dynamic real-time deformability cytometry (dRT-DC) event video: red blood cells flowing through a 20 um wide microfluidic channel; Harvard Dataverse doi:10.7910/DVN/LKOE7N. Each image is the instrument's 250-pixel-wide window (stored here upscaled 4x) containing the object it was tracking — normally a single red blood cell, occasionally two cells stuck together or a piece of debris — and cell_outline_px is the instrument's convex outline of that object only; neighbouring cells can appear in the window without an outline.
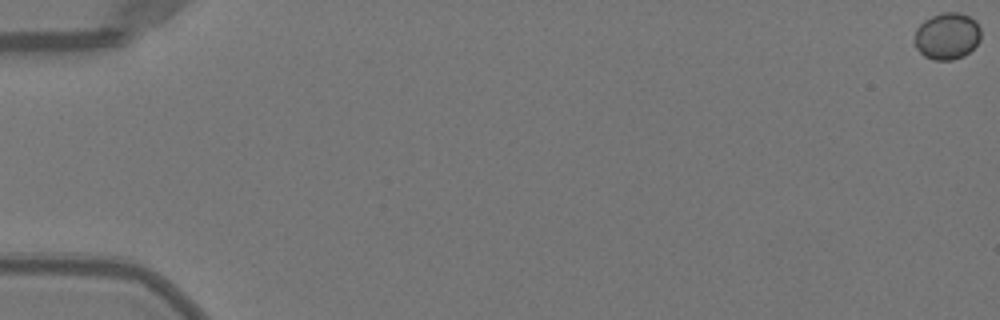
{"species": "Egyptian fruit bat (a non-hibernating species)", "species_latin": "Rousettus aegyptiacus", "temperature_condition": "warm", "stored_images_in_passage": 53, "camera_frame_rate_fps": 3000, "um_per_image_px": 0.085, "animal": {"sex": "female"}, "frame": {"image": 1, "passage_image": 1, "time_ms": 0.0, "image_size_px": [1000, 320], "cell_outline_px": [[980, 40], [964, 56], [952, 60], [932, 60], [924, 56], [916, 48], [916, 28], [924, 20], [940, 12], [960, 12], [976, 20], [980, 28]], "centroid_in_image_um": [80.51, 3.05], "position_along_channel_um": 4.5, "area_um2": 18.09}}
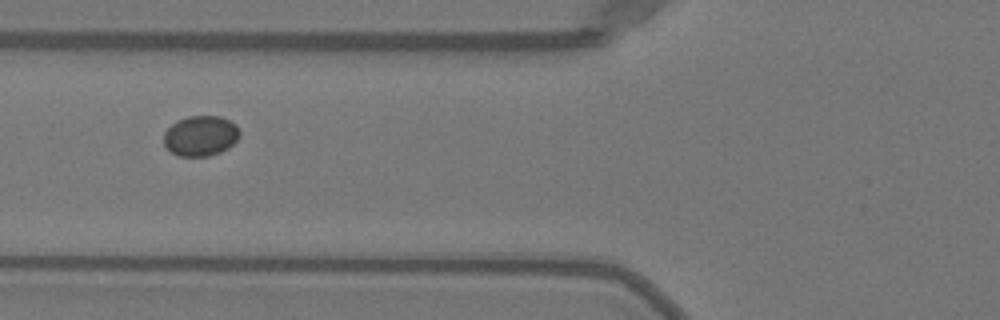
{"frame": {"image": 2, "passage_image": 22, "time_ms": 7.0, "image_size_px": [1000, 320], "cell_outline_px": [[240, 136], [228, 148], [220, 152], [208, 156], [180, 156], [172, 152], [164, 144], [164, 132], [176, 120], [188, 116], [220, 116], [236, 124], [240, 132]], "centroid_in_image_um": [17.05, 11.53], "position_along_channel_um": 108.7, "area_um2": 17.8}}
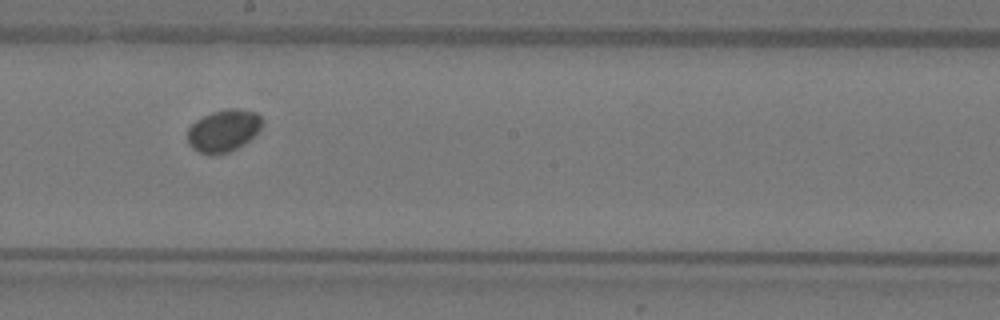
{"frame": {"image": 3, "passage_image": 31, "time_ms": 10.0, "image_size_px": [1000, 320], "cell_outline_px": [[264, 120], [260, 128], [244, 144], [228, 152], [212, 156], [200, 152], [192, 148], [188, 144], [188, 128], [196, 120], [212, 112], [232, 108], [256, 112]], "centroid_in_image_um": [18.98, 11.12], "position_along_channel_um": 229.2, "area_um2": 18.21}}